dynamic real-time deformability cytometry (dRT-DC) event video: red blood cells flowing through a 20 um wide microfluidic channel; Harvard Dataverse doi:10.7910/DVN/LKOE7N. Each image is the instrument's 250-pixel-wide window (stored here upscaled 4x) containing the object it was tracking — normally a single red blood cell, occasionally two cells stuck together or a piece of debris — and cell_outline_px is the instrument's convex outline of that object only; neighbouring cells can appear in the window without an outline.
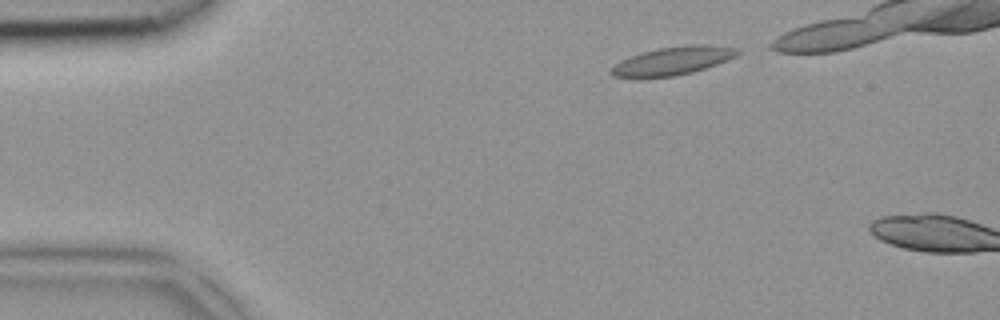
{"species": "common noctule bat (a hibernating species)", "species_latin": "Nyctalus noctula", "temperature_condition": "room temperature", "stored_images_in_passage": 2, "camera_frame_rate_fps": 3000, "um_per_image_px": 0.085, "animal": {"sex": "female", "body_mass_g": 18.4}, "frame": {"image": 1, "passage_image": 1, "time_ms": 0.0, "image_size_px": [1000, 320], "cell_outline_px": [[740, 52], [736, 56], [716, 64], [692, 72], [676, 76], [612, 76], [608, 72], [608, 68], [620, 60], [644, 52], [660, 48], [692, 44], [708, 44], [740, 48]], "centroid_in_image_um": [57.21, 5.15], "position_along_channel_um": 27.8, "area_um2": 20.46}}